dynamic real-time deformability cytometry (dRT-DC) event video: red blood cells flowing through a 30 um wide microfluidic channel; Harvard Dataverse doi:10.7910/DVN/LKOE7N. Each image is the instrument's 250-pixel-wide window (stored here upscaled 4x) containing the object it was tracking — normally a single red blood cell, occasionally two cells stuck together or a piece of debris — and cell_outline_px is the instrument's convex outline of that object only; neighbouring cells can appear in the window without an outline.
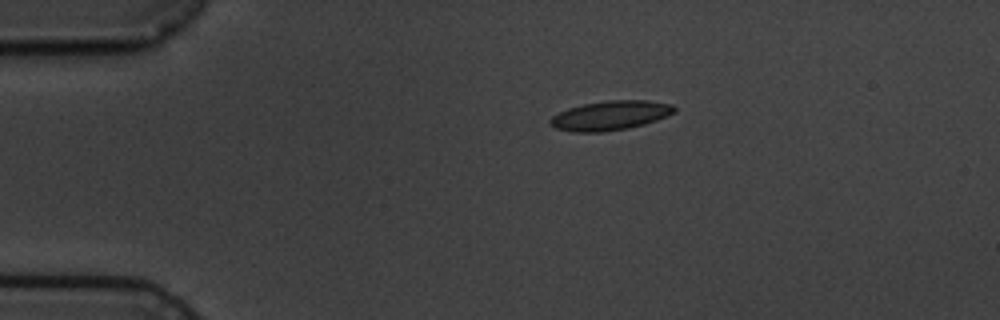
{"species": "common noctule bat (a hibernating species)", "species_latin": "Nyctalus noctula", "temperature_condition": "cold", "stored_images_in_passage": 2, "camera_frame_rate_fps": 3000, "um_per_image_px": 0.085, "animal": {"sex": "male", "body_mass_g": 19.5, "forearm_length_mm": 54.6}, "frame": {"image": 1, "passage_image": 1, "time_ms": 0.0, "image_size_px": [1000, 320], "cell_outline_px": [[676, 112], [656, 120], [644, 124], [628, 128], [600, 132], [572, 132], [556, 128], [548, 120], [552, 116], [568, 108], [584, 104], [608, 100], [648, 100], [672, 104], [676, 108]], "centroid_in_image_um": [51.9, 9.81], "position_along_channel_um": 33.1, "area_um2": 21.15}}